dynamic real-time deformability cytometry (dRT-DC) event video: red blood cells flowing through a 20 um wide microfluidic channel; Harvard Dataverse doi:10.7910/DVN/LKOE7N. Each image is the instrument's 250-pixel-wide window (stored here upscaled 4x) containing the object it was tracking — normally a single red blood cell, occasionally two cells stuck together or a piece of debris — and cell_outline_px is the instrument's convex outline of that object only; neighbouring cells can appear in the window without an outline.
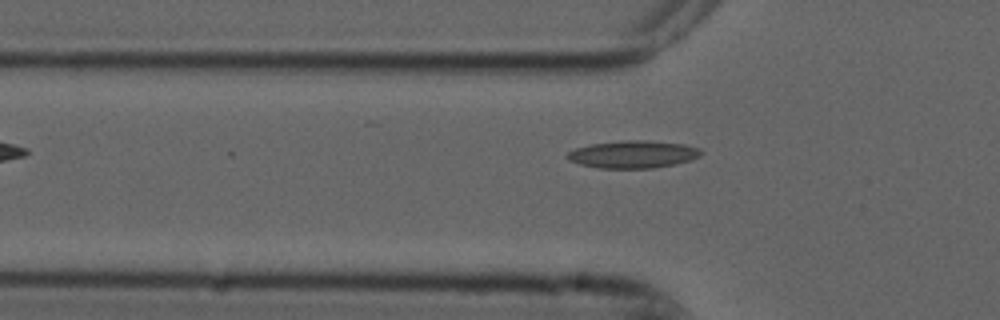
{"species": "common noctule bat (a hibernating species)", "species_latin": "Nyctalus noctula", "temperature_condition": "cold", "stored_images_in_passage": 5, "camera_frame_rate_fps": 3000, "um_per_image_px": 0.085, "animal": {"sex": "male", "forearm_length_mm": 52.5}, "frame": {"image": 1, "passage_image": 5, "time_ms": 1.333, "image_size_px": [1000, 320], "cell_outline_px": [[704, 152], [700, 156], [692, 160], [676, 164], [652, 168], [600, 168], [580, 164], [568, 160], [564, 156], [568, 152], [576, 148], [592, 144], [624, 140], [648, 140], [684, 144], [700, 148]], "centroid_in_image_um": [53.84, 13.11], "position_along_channel_um": 72.0, "area_um2": 21.56}}